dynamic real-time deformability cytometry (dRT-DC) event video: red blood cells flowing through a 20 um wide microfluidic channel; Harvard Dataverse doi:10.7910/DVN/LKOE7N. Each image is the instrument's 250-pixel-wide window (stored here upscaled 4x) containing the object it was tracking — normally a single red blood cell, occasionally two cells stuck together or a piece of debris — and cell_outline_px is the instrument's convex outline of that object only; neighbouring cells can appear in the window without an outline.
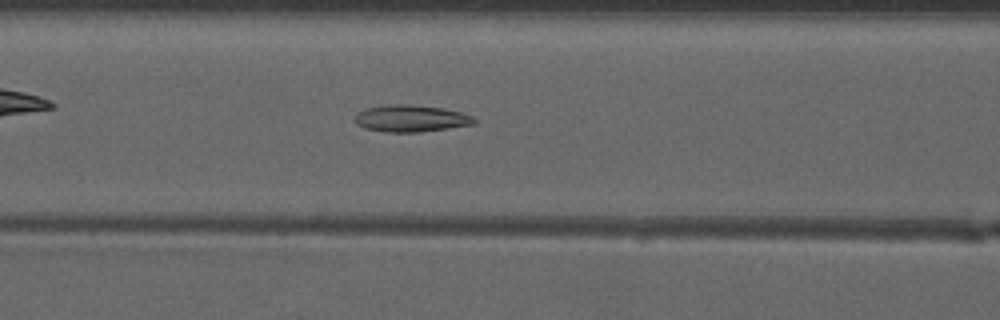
{"species": "common noctule bat (a hibernating species)", "species_latin": "Nyctalus noctula", "temperature_condition": "warm", "stored_images_in_passage": 49, "camera_frame_rate_fps": 3000, "um_per_image_px": 0.085, "animal": {"sex": "male", "forearm_length_mm": 52.5}, "frame": {"image": 1, "passage_image": 21, "time_ms": 6.667, "image_size_px": [1000, 320], "cell_outline_px": [[476, 124], [420, 132], [384, 132], [364, 128], [356, 124], [352, 120], [356, 112], [368, 108], [392, 104], [408, 104], [444, 108], [460, 112], [472, 116], [476, 120]], "centroid_in_image_um": [34.89, 10.07], "position_along_channel_um": 131.7, "area_um2": 18.84}}
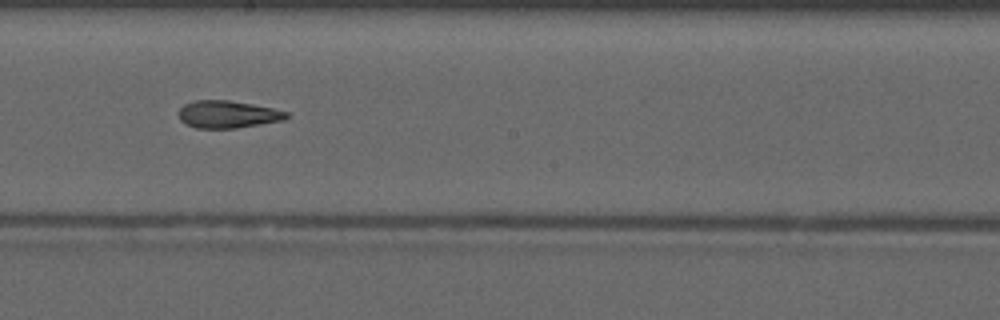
{"frame": {"image": 2, "passage_image": 28, "time_ms": 9.0, "image_size_px": [1000, 320], "cell_outline_px": [[292, 116], [288, 120], [236, 128], [196, 128], [184, 124], [180, 120], [180, 108], [184, 104], [196, 100], [228, 100], [252, 104], [272, 108], [288, 112]], "centroid_in_image_um": [19.42, 9.73], "position_along_channel_um": 228.8, "area_um2": 17.4}}
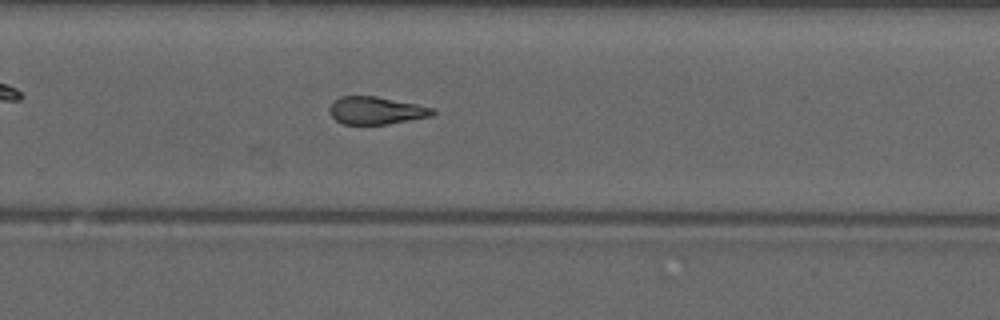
{"frame": {"image": 3, "passage_image": 33, "time_ms": 10.667, "image_size_px": [1000, 320], "cell_outline_px": [[436, 112], [432, 116], [388, 124], [344, 124], [336, 120], [328, 112], [328, 108], [340, 96], [376, 96], [436, 108]], "centroid_in_image_um": [31.99, 9.39], "position_along_channel_um": 297.8, "area_um2": 16.59}, "authors_computed_cell_mechanics": {"area_um2": 18.0336, "velocity_mm_per_s": 4.1711, "shape_relaxation_time_tau1_ms": null, "shape_relaxation_time_tau2_ms": 3.9807, "deformation_change_tau1": null, "deformation_change_tau2": 0.1474}}